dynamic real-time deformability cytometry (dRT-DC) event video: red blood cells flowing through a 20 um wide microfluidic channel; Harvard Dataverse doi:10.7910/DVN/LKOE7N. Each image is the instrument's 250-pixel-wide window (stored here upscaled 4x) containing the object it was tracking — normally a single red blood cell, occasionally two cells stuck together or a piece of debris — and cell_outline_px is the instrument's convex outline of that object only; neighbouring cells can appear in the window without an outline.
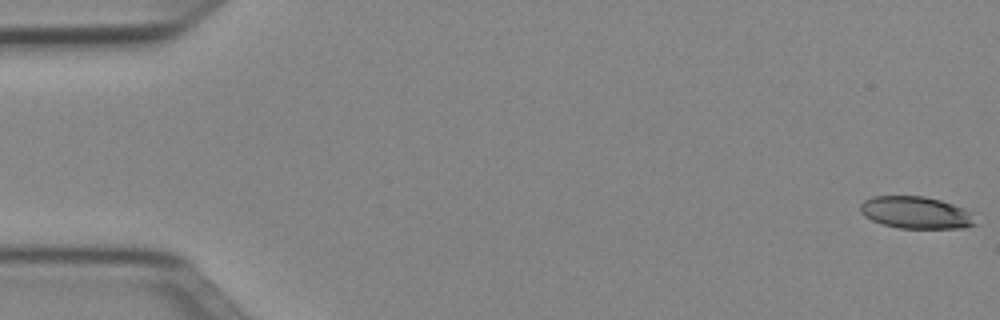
{"species": "Egyptian fruit bat (a non-hibernating species)", "species_latin": "Rousettus aegyptiacus", "temperature_condition": "cold", "stored_images_in_passage": 51, "camera_frame_rate_fps": 3000, "um_per_image_px": 0.085, "animal": {"sex": "female"}, "frame": {"image": 1, "passage_image": 1, "time_ms": 0.0, "image_size_px": [1000, 320], "cell_outline_px": [[980, 224], [964, 228], [900, 228], [884, 224], [872, 220], [864, 216], [860, 212], [860, 204], [864, 200], [872, 196], [924, 196], [940, 200], [964, 208], [972, 212]], "centroid_in_image_um": [77.91, 18.07], "position_along_channel_um": 7.1, "area_um2": 21.79}}
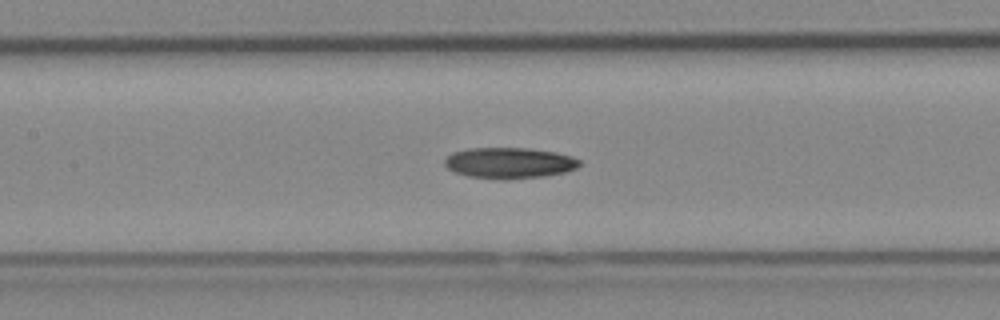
{"frame": {"image": 2, "passage_image": 24, "time_ms": 7.667, "image_size_px": [1000, 320], "cell_outline_px": [[580, 164], [576, 168], [568, 172], [544, 176], [504, 180], [468, 176], [456, 172], [448, 168], [444, 164], [444, 160], [452, 152], [468, 148], [528, 148], [556, 152], [572, 156], [580, 160]], "centroid_in_image_um": [43.31, 13.85], "position_along_channel_um": 164.1, "area_um2": 24.45}}
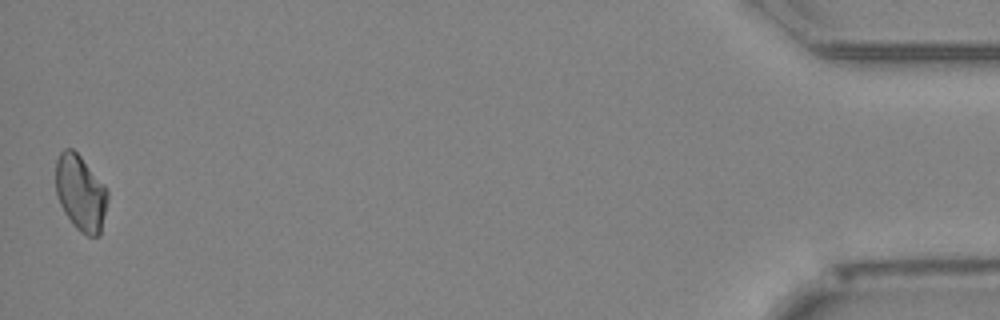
{"frame": {"image": 3, "passage_image": 51, "time_ms": 16.667, "image_size_px": [1000, 320], "cell_outline_px": [[108, 200], [100, 236], [88, 236], [80, 232], [72, 224], [64, 212], [60, 204], [56, 192], [56, 160], [60, 152], [64, 148], [72, 148], [80, 156], [104, 184], [108, 192]], "centroid_in_image_um": [6.85, 16.41], "position_along_channel_um": 428.3, "area_um2": 23.0}}